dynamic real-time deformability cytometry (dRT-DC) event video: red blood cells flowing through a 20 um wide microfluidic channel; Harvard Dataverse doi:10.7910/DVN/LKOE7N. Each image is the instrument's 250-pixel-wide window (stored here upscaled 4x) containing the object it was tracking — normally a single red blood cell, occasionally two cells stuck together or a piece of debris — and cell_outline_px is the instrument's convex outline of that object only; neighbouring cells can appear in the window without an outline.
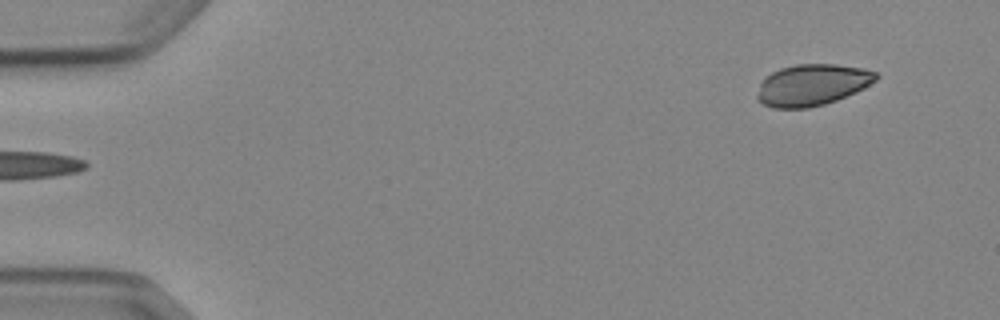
{"species": "Egyptian fruit bat (a non-hibernating species)", "species_latin": "Rousettus aegyptiacus", "temperature_condition": "cold", "stored_images_in_passage": 5, "segment_of_instrument_passage": [2, 2], "camera_frame_rate_fps": 3000, "um_per_image_px": 0.085, "animal": {"sex": "female"}, "frame": {"image": 1, "passage_image": 5, "time_ms": 5.667, "image_size_px": [1000, 320], "cell_outline_px": [[880, 76], [876, 80], [864, 88], [856, 92], [836, 100], [824, 104], [808, 108], [772, 108], [756, 100], [756, 96], [760, 84], [772, 72], [780, 68], [796, 64], [836, 64], [864, 68], [876, 72]], "centroid_in_image_um": [69.05, 7.21], "position_along_channel_um": 16.0, "area_um2": 28.73}}